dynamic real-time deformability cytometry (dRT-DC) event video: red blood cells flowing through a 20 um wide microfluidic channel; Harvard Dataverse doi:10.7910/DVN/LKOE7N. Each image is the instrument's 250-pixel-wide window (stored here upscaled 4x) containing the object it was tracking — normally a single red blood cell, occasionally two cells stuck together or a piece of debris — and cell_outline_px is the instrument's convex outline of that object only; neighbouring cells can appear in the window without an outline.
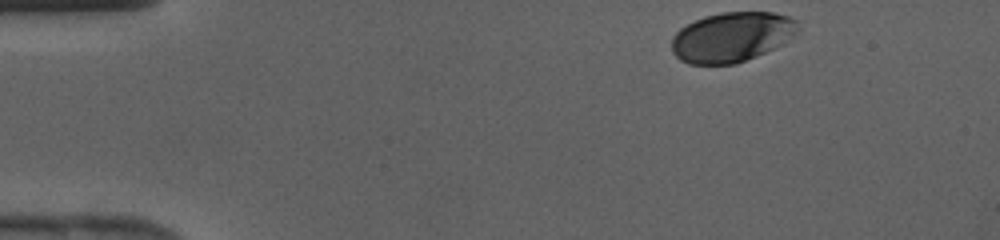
{"species": "human", "species_latin": "Homo sapiens", "temperature_condition": "cold", "stored_images_in_passage": 31, "camera_frame_rate_fps": 3000, "um_per_image_px": 0.085, "donor": {"sex": "female"}, "frame": {"image": 1, "passage_image": 1, "time_ms": 0.0, "image_size_px": [1000, 240], "cell_outline_px": [[800, 28], [796, 32], [780, 44], [756, 56], [736, 64], [688, 64], [680, 60], [672, 52], [672, 36], [680, 28], [704, 16], [720, 12], [772, 12], [788, 16], [796, 20]], "centroid_in_image_um": [62.16, 3.14], "position_along_channel_um": 22.8, "area_um2": 36.47}}
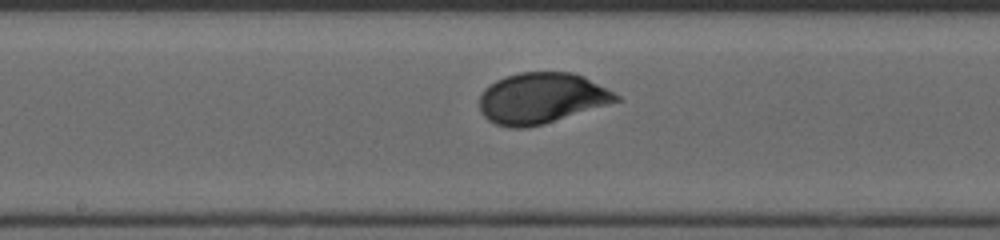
{"frame": {"image": 2, "passage_image": 18, "time_ms": 5.667, "image_size_px": [1000, 240], "cell_outline_px": [[624, 100], [544, 124], [524, 128], [512, 128], [496, 124], [488, 120], [480, 112], [480, 96], [484, 88], [496, 80], [520, 72], [572, 72], [584, 76], [620, 96]], "centroid_in_image_um": [46.04, 8.35], "position_along_channel_um": 202.2, "area_um2": 40.58}}
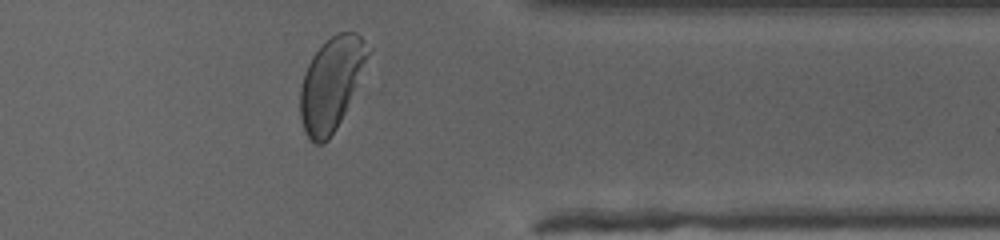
{"frame": {"image": 3, "passage_image": 30, "time_ms": 9.667, "image_size_px": [1000, 240], "cell_outline_px": [[372, 48], [344, 112], [336, 128], [328, 140], [324, 144], [316, 144], [304, 132], [300, 120], [300, 88], [304, 72], [312, 56], [332, 36], [340, 32], [356, 32]], "centroid_in_image_um": [28.13, 7.12], "position_along_channel_um": 383.3, "area_um2": 35.95}}